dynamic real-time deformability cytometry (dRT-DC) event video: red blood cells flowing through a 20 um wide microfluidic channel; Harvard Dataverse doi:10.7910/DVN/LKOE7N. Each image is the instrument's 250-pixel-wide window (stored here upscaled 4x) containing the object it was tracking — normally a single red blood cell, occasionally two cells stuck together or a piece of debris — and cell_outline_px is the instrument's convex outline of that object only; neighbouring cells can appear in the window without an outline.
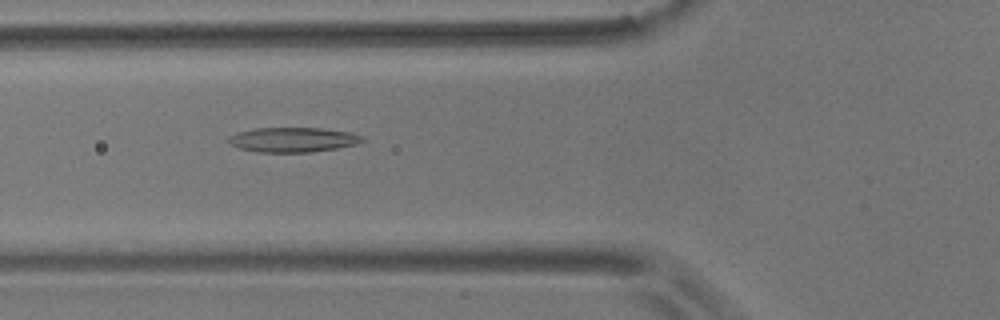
{"species": "common noctule bat (a hibernating species)", "species_latin": "Nyctalus noctula", "temperature_condition": "room temperature", "stored_images_in_passage": 43, "camera_frame_rate_fps": 3000, "um_per_image_px": 0.085, "animal": {"sex": "male", "body_mass_g": 17.9}, "frame": {"image": 1, "passage_image": 8, "time_ms": 2.333, "image_size_px": [1000, 320], "cell_outline_px": [[364, 140], [356, 144], [336, 148], [312, 152], [256, 152], [240, 148], [232, 144], [228, 140], [228, 136], [236, 132], [252, 128], [320, 128], [352, 132], [360, 136]], "centroid_in_image_um": [24.86, 11.87], "position_along_channel_um": 100.9, "area_um2": 19.25}}
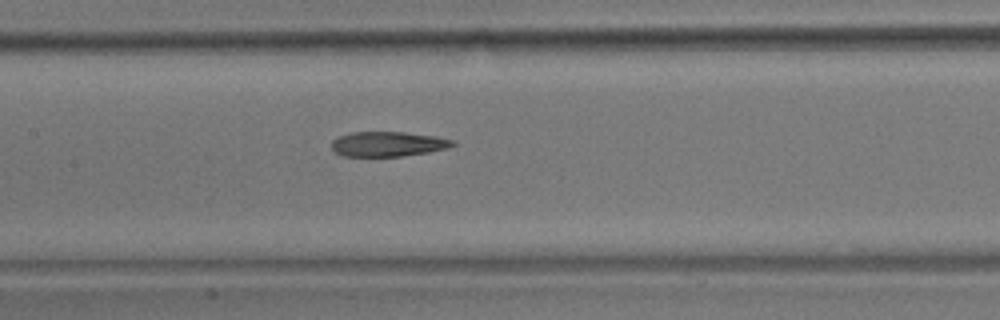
{"frame": {"image": 2, "passage_image": 14, "time_ms": 4.333, "image_size_px": [1000, 320], "cell_outline_px": [[456, 144], [448, 148], [428, 152], [400, 156], [340, 156], [332, 148], [332, 140], [340, 136], [352, 132], [404, 132], [436, 136], [452, 140]], "centroid_in_image_um": [32.97, 12.24], "position_along_channel_um": 174.4, "area_um2": 17.46}}
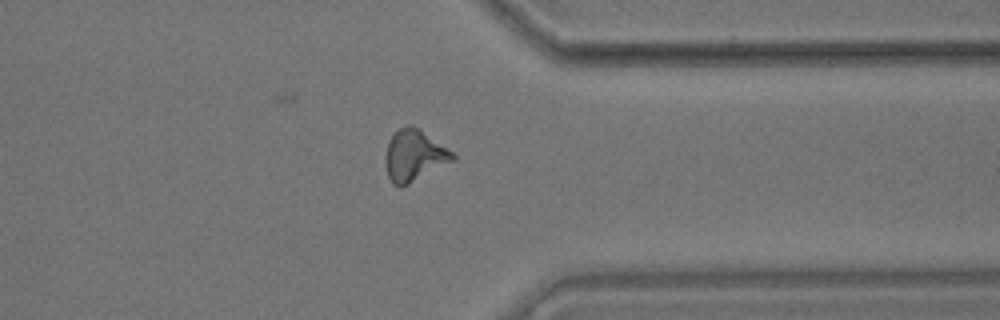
{"frame": {"image": 3, "passage_image": 31, "time_ms": 10.0, "image_size_px": [1000, 320], "cell_outline_px": [[456, 160], [400, 188], [392, 184], [388, 176], [384, 164], [384, 156], [388, 140], [400, 128], [408, 124], [416, 128], [452, 152], [456, 156]], "centroid_in_image_um": [35.16, 13.27], "position_along_channel_um": 376.2, "area_um2": 19.94}, "authors_computed_cell_mechanics": {"area_um2": 18.5538, "velocity_mm_per_s": 3.6551, "shape_relaxation_time_tau1_ms": null, "shape_relaxation_time_tau2_ms": 3.9819, "deformation_change_tau1": null, "deformation_change_tau2": 0.1448}}